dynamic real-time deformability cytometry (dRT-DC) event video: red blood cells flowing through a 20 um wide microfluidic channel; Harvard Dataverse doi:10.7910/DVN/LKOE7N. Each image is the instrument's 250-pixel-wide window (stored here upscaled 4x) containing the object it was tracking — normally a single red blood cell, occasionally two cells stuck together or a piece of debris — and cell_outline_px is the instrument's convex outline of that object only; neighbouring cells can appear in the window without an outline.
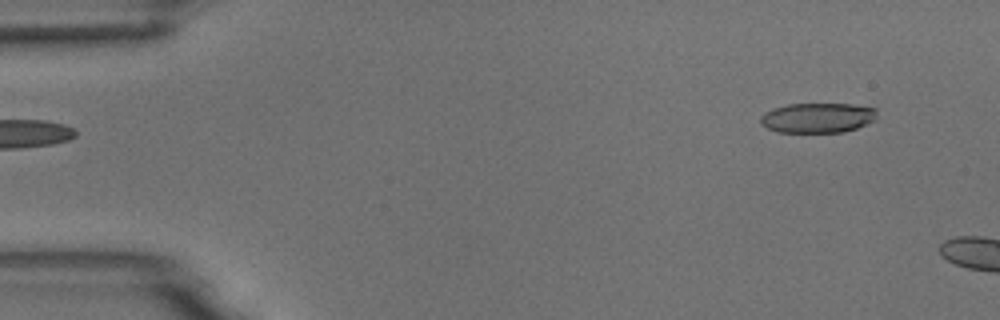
{"species": "common noctule bat (a hibernating species)", "species_latin": "Nyctalus noctula", "temperature_condition": "room temperature", "stored_images_in_passage": 2, "camera_frame_rate_fps": 3000, "um_per_image_px": 0.085, "animal": {"sex": "male", "body_mass_g": 18.8}, "frame": {"image": 1, "passage_image": 2, "time_ms": 1.0, "image_size_px": [1000, 320], "cell_outline_px": [[876, 120], [856, 128], [844, 132], [776, 132], [760, 124], [760, 116], [764, 112], [772, 108], [788, 104], [852, 104], [876, 108]], "centroid_in_image_um": [69.48, 10.01], "position_along_channel_um": 15.5, "area_um2": 20.46}}